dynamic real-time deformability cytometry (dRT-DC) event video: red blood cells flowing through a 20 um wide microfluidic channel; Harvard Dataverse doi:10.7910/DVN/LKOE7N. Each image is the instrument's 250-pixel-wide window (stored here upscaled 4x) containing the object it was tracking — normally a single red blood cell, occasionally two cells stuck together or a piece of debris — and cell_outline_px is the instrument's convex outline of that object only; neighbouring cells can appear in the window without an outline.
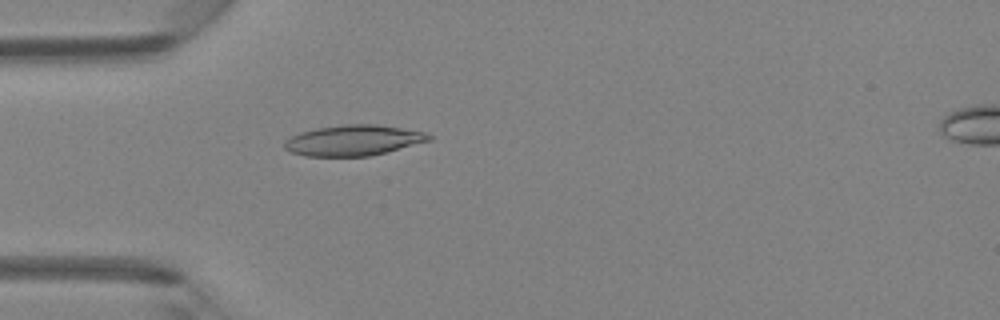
{"species": "Egyptian fruit bat (a non-hibernating species)", "species_latin": "Rousettus aegyptiacus", "temperature_condition": "room temperature", "stored_images_in_passage": 5, "camera_frame_rate_fps": 3000, "um_per_image_px": 0.085, "animal": {"sex": "female"}, "frame": {"image": 1, "passage_image": 4, "time_ms": 3.667, "image_size_px": [1000, 320], "cell_outline_px": [[432, 140], [368, 156], [304, 156], [292, 152], [284, 148], [284, 140], [300, 132], [316, 128], [344, 124], [376, 124], [424, 132], [432, 136]], "centroid_in_image_um": [30.0, 11.92], "position_along_channel_um": 55.0, "area_um2": 25.55}}